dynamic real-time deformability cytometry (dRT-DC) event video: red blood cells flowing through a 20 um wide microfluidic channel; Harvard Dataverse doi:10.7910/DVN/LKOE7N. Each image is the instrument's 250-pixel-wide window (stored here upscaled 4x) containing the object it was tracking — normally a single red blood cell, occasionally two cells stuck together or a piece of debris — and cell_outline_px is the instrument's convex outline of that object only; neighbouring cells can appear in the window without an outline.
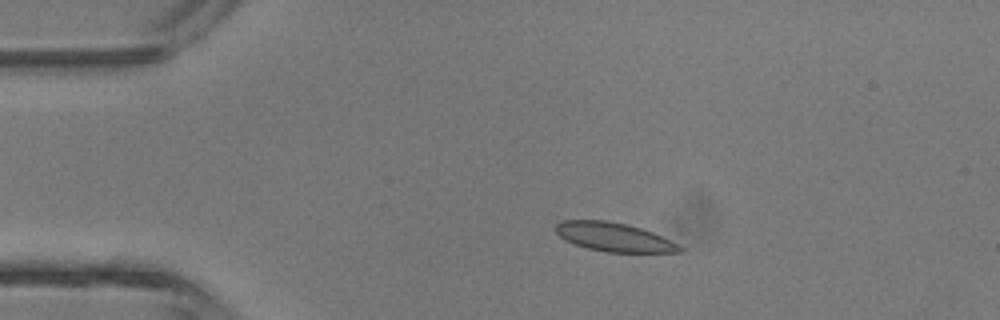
{"species": "common noctule bat (a hibernating species)", "species_latin": "Nyctalus noctula", "temperature_condition": "room temperature", "stored_images_in_passage": 3, "camera_frame_rate_fps": 3000, "um_per_image_px": 0.085, "animal": {"sex": "male", "body_mass_g": 13.3}, "frame": {"image": 1, "passage_image": 2, "time_ms": 1.0, "image_size_px": [1000, 320], "cell_outline_px": [[684, 252], [608, 252], [588, 248], [564, 240], [556, 232], [556, 224], [560, 220], [608, 220], [628, 224], [652, 232], [684, 248]], "centroid_in_image_um": [52.16, 20.14], "position_along_channel_um": 32.8, "area_um2": 20.63}}
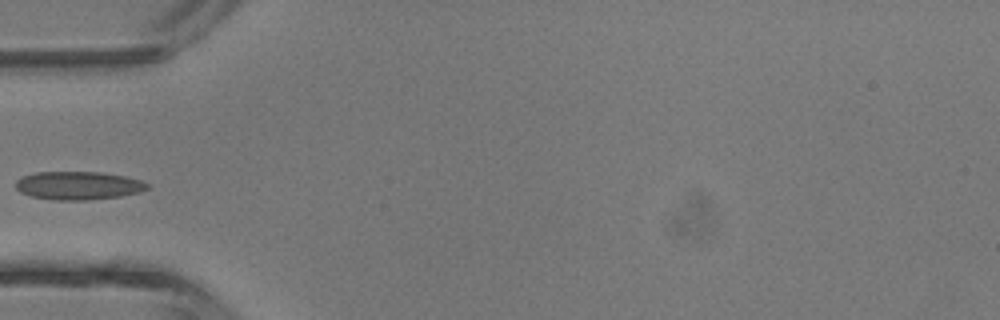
{"frame": {"image": 2, "passage_image": 3, "time_ms": 3.0, "image_size_px": [1000, 320], "cell_outline_px": [[152, 184], [148, 188], [140, 192], [120, 196], [88, 200], [52, 200], [32, 196], [20, 192], [16, 188], [16, 180], [24, 176], [36, 172], [104, 172], [124, 176], [140, 180]], "centroid_in_image_um": [6.68, 15.77], "position_along_channel_um": 78.3, "area_um2": 21.73}}